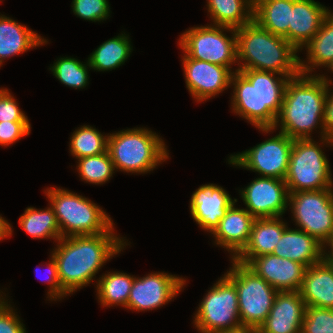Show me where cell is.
Here are the masks:
<instances>
[{
	"label": "cell",
	"mask_w": 333,
	"mask_h": 333,
	"mask_svg": "<svg viewBox=\"0 0 333 333\" xmlns=\"http://www.w3.org/2000/svg\"><path fill=\"white\" fill-rule=\"evenodd\" d=\"M125 244L114 233L59 239L51 256L56 260L62 289L71 294L90 284L103 264L118 254Z\"/></svg>",
	"instance_id": "cell-1"
},
{
	"label": "cell",
	"mask_w": 333,
	"mask_h": 333,
	"mask_svg": "<svg viewBox=\"0 0 333 333\" xmlns=\"http://www.w3.org/2000/svg\"><path fill=\"white\" fill-rule=\"evenodd\" d=\"M306 76V77H305ZM329 81L324 75L299 74L289 79L281 111L277 116L273 129H260L263 132H272L280 121V132L292 139L310 138L312 129L321 125V137L324 144L333 146V139L324 137L323 115Z\"/></svg>",
	"instance_id": "cell-2"
},
{
	"label": "cell",
	"mask_w": 333,
	"mask_h": 333,
	"mask_svg": "<svg viewBox=\"0 0 333 333\" xmlns=\"http://www.w3.org/2000/svg\"><path fill=\"white\" fill-rule=\"evenodd\" d=\"M275 72L236 70L230 84L234 85L233 111L259 129H273L290 78L275 77Z\"/></svg>",
	"instance_id": "cell-3"
},
{
	"label": "cell",
	"mask_w": 333,
	"mask_h": 333,
	"mask_svg": "<svg viewBox=\"0 0 333 333\" xmlns=\"http://www.w3.org/2000/svg\"><path fill=\"white\" fill-rule=\"evenodd\" d=\"M237 60L245 61L236 70H260L294 78L300 74L298 50L284 37L274 35L254 20L235 29Z\"/></svg>",
	"instance_id": "cell-4"
},
{
	"label": "cell",
	"mask_w": 333,
	"mask_h": 333,
	"mask_svg": "<svg viewBox=\"0 0 333 333\" xmlns=\"http://www.w3.org/2000/svg\"><path fill=\"white\" fill-rule=\"evenodd\" d=\"M107 151L114 168L132 173H147L168 159V152L156 133L135 128L110 134Z\"/></svg>",
	"instance_id": "cell-5"
},
{
	"label": "cell",
	"mask_w": 333,
	"mask_h": 333,
	"mask_svg": "<svg viewBox=\"0 0 333 333\" xmlns=\"http://www.w3.org/2000/svg\"><path fill=\"white\" fill-rule=\"evenodd\" d=\"M60 228L61 238L113 233L111 218L89 199L62 188L45 191Z\"/></svg>",
	"instance_id": "cell-6"
},
{
	"label": "cell",
	"mask_w": 333,
	"mask_h": 333,
	"mask_svg": "<svg viewBox=\"0 0 333 333\" xmlns=\"http://www.w3.org/2000/svg\"><path fill=\"white\" fill-rule=\"evenodd\" d=\"M312 138L294 139L285 182L289 193L332 188L329 161Z\"/></svg>",
	"instance_id": "cell-7"
},
{
	"label": "cell",
	"mask_w": 333,
	"mask_h": 333,
	"mask_svg": "<svg viewBox=\"0 0 333 333\" xmlns=\"http://www.w3.org/2000/svg\"><path fill=\"white\" fill-rule=\"evenodd\" d=\"M232 261L225 276L237 290L241 324L258 329L269 315L278 291L247 265Z\"/></svg>",
	"instance_id": "cell-8"
},
{
	"label": "cell",
	"mask_w": 333,
	"mask_h": 333,
	"mask_svg": "<svg viewBox=\"0 0 333 333\" xmlns=\"http://www.w3.org/2000/svg\"><path fill=\"white\" fill-rule=\"evenodd\" d=\"M195 314L194 325L201 333H216L241 327L235 285L224 275L201 301Z\"/></svg>",
	"instance_id": "cell-9"
},
{
	"label": "cell",
	"mask_w": 333,
	"mask_h": 333,
	"mask_svg": "<svg viewBox=\"0 0 333 333\" xmlns=\"http://www.w3.org/2000/svg\"><path fill=\"white\" fill-rule=\"evenodd\" d=\"M288 202L300 230L325 245L333 236L332 188L289 193Z\"/></svg>",
	"instance_id": "cell-10"
},
{
	"label": "cell",
	"mask_w": 333,
	"mask_h": 333,
	"mask_svg": "<svg viewBox=\"0 0 333 333\" xmlns=\"http://www.w3.org/2000/svg\"><path fill=\"white\" fill-rule=\"evenodd\" d=\"M189 29L179 38V45L188 57L226 66L231 70V64L237 61L234 28L213 24ZM224 29L231 31L233 36H226Z\"/></svg>",
	"instance_id": "cell-11"
},
{
	"label": "cell",
	"mask_w": 333,
	"mask_h": 333,
	"mask_svg": "<svg viewBox=\"0 0 333 333\" xmlns=\"http://www.w3.org/2000/svg\"><path fill=\"white\" fill-rule=\"evenodd\" d=\"M294 139L279 132L276 136L246 150L231 155L229 163L258 172L262 177L284 180L288 171Z\"/></svg>",
	"instance_id": "cell-12"
},
{
	"label": "cell",
	"mask_w": 333,
	"mask_h": 333,
	"mask_svg": "<svg viewBox=\"0 0 333 333\" xmlns=\"http://www.w3.org/2000/svg\"><path fill=\"white\" fill-rule=\"evenodd\" d=\"M240 192L246 210L255 218L281 217L287 210L289 192L285 180L259 177Z\"/></svg>",
	"instance_id": "cell-13"
},
{
	"label": "cell",
	"mask_w": 333,
	"mask_h": 333,
	"mask_svg": "<svg viewBox=\"0 0 333 333\" xmlns=\"http://www.w3.org/2000/svg\"><path fill=\"white\" fill-rule=\"evenodd\" d=\"M185 279L167 273H150L136 278L130 290L127 309L144 311L156 309L172 300L183 288Z\"/></svg>",
	"instance_id": "cell-14"
},
{
	"label": "cell",
	"mask_w": 333,
	"mask_h": 333,
	"mask_svg": "<svg viewBox=\"0 0 333 333\" xmlns=\"http://www.w3.org/2000/svg\"><path fill=\"white\" fill-rule=\"evenodd\" d=\"M182 60L186 86L197 102L214 97L230 87L233 72L228 67L196 60L186 54Z\"/></svg>",
	"instance_id": "cell-15"
},
{
	"label": "cell",
	"mask_w": 333,
	"mask_h": 333,
	"mask_svg": "<svg viewBox=\"0 0 333 333\" xmlns=\"http://www.w3.org/2000/svg\"><path fill=\"white\" fill-rule=\"evenodd\" d=\"M247 266L278 292L299 291L306 270L303 264L274 254L255 257Z\"/></svg>",
	"instance_id": "cell-16"
},
{
	"label": "cell",
	"mask_w": 333,
	"mask_h": 333,
	"mask_svg": "<svg viewBox=\"0 0 333 333\" xmlns=\"http://www.w3.org/2000/svg\"><path fill=\"white\" fill-rule=\"evenodd\" d=\"M306 304L299 291L278 292L257 333H301Z\"/></svg>",
	"instance_id": "cell-17"
},
{
	"label": "cell",
	"mask_w": 333,
	"mask_h": 333,
	"mask_svg": "<svg viewBox=\"0 0 333 333\" xmlns=\"http://www.w3.org/2000/svg\"><path fill=\"white\" fill-rule=\"evenodd\" d=\"M235 201L237 199L232 200L222 187L205 184L192 194L190 212L196 223L212 234L219 226V222L225 216L227 209Z\"/></svg>",
	"instance_id": "cell-18"
},
{
	"label": "cell",
	"mask_w": 333,
	"mask_h": 333,
	"mask_svg": "<svg viewBox=\"0 0 333 333\" xmlns=\"http://www.w3.org/2000/svg\"><path fill=\"white\" fill-rule=\"evenodd\" d=\"M330 10L314 0H293L289 24V42L297 49L302 48L320 30Z\"/></svg>",
	"instance_id": "cell-19"
},
{
	"label": "cell",
	"mask_w": 333,
	"mask_h": 333,
	"mask_svg": "<svg viewBox=\"0 0 333 333\" xmlns=\"http://www.w3.org/2000/svg\"><path fill=\"white\" fill-rule=\"evenodd\" d=\"M235 203L236 201L227 209L219 226L212 233L217 245L233 252L232 259L247 245L253 222L256 219L246 209L235 208Z\"/></svg>",
	"instance_id": "cell-20"
},
{
	"label": "cell",
	"mask_w": 333,
	"mask_h": 333,
	"mask_svg": "<svg viewBox=\"0 0 333 333\" xmlns=\"http://www.w3.org/2000/svg\"><path fill=\"white\" fill-rule=\"evenodd\" d=\"M324 245L300 229L284 230L272 254L296 261L306 268L323 260Z\"/></svg>",
	"instance_id": "cell-21"
},
{
	"label": "cell",
	"mask_w": 333,
	"mask_h": 333,
	"mask_svg": "<svg viewBox=\"0 0 333 333\" xmlns=\"http://www.w3.org/2000/svg\"><path fill=\"white\" fill-rule=\"evenodd\" d=\"M278 217L256 218L253 222L250 238L244 249L234 258L247 265L253 258L272 254L275 246L287 228Z\"/></svg>",
	"instance_id": "cell-22"
},
{
	"label": "cell",
	"mask_w": 333,
	"mask_h": 333,
	"mask_svg": "<svg viewBox=\"0 0 333 333\" xmlns=\"http://www.w3.org/2000/svg\"><path fill=\"white\" fill-rule=\"evenodd\" d=\"M299 293L306 306L333 309V266L323 259L306 268Z\"/></svg>",
	"instance_id": "cell-23"
},
{
	"label": "cell",
	"mask_w": 333,
	"mask_h": 333,
	"mask_svg": "<svg viewBox=\"0 0 333 333\" xmlns=\"http://www.w3.org/2000/svg\"><path fill=\"white\" fill-rule=\"evenodd\" d=\"M47 42L25 25L0 15V66L5 58L26 52Z\"/></svg>",
	"instance_id": "cell-24"
},
{
	"label": "cell",
	"mask_w": 333,
	"mask_h": 333,
	"mask_svg": "<svg viewBox=\"0 0 333 333\" xmlns=\"http://www.w3.org/2000/svg\"><path fill=\"white\" fill-rule=\"evenodd\" d=\"M293 0H253V20L289 42V22Z\"/></svg>",
	"instance_id": "cell-25"
},
{
	"label": "cell",
	"mask_w": 333,
	"mask_h": 333,
	"mask_svg": "<svg viewBox=\"0 0 333 333\" xmlns=\"http://www.w3.org/2000/svg\"><path fill=\"white\" fill-rule=\"evenodd\" d=\"M305 48L308 53V63L306 62L305 64L299 59L301 74L308 75V73L312 72V69H314L311 67H328L333 62V13L330 12L323 20L320 30L305 45Z\"/></svg>",
	"instance_id": "cell-26"
},
{
	"label": "cell",
	"mask_w": 333,
	"mask_h": 333,
	"mask_svg": "<svg viewBox=\"0 0 333 333\" xmlns=\"http://www.w3.org/2000/svg\"><path fill=\"white\" fill-rule=\"evenodd\" d=\"M214 25L240 28L253 20V0H208Z\"/></svg>",
	"instance_id": "cell-27"
},
{
	"label": "cell",
	"mask_w": 333,
	"mask_h": 333,
	"mask_svg": "<svg viewBox=\"0 0 333 333\" xmlns=\"http://www.w3.org/2000/svg\"><path fill=\"white\" fill-rule=\"evenodd\" d=\"M132 47L129 37L125 34L114 37L102 43L88 58L89 68L98 71H108L118 68L130 56Z\"/></svg>",
	"instance_id": "cell-28"
},
{
	"label": "cell",
	"mask_w": 333,
	"mask_h": 333,
	"mask_svg": "<svg viewBox=\"0 0 333 333\" xmlns=\"http://www.w3.org/2000/svg\"><path fill=\"white\" fill-rule=\"evenodd\" d=\"M102 276L96 287L101 305L116 304L126 308L134 277L122 272H109Z\"/></svg>",
	"instance_id": "cell-29"
},
{
	"label": "cell",
	"mask_w": 333,
	"mask_h": 333,
	"mask_svg": "<svg viewBox=\"0 0 333 333\" xmlns=\"http://www.w3.org/2000/svg\"><path fill=\"white\" fill-rule=\"evenodd\" d=\"M19 225L32 238L61 239L60 228L52 207L45 210L26 208L19 218Z\"/></svg>",
	"instance_id": "cell-30"
},
{
	"label": "cell",
	"mask_w": 333,
	"mask_h": 333,
	"mask_svg": "<svg viewBox=\"0 0 333 333\" xmlns=\"http://www.w3.org/2000/svg\"><path fill=\"white\" fill-rule=\"evenodd\" d=\"M108 136L90 126H82L73 132L70 151L77 159L102 154L107 151Z\"/></svg>",
	"instance_id": "cell-31"
},
{
	"label": "cell",
	"mask_w": 333,
	"mask_h": 333,
	"mask_svg": "<svg viewBox=\"0 0 333 333\" xmlns=\"http://www.w3.org/2000/svg\"><path fill=\"white\" fill-rule=\"evenodd\" d=\"M78 171L81 179L87 183L102 184L110 179L114 173V164L108 151L89 157L78 159Z\"/></svg>",
	"instance_id": "cell-32"
},
{
	"label": "cell",
	"mask_w": 333,
	"mask_h": 333,
	"mask_svg": "<svg viewBox=\"0 0 333 333\" xmlns=\"http://www.w3.org/2000/svg\"><path fill=\"white\" fill-rule=\"evenodd\" d=\"M89 62L82 64L75 58L64 57L58 59L50 68L53 75L63 84L73 88H84L88 84Z\"/></svg>",
	"instance_id": "cell-33"
},
{
	"label": "cell",
	"mask_w": 333,
	"mask_h": 333,
	"mask_svg": "<svg viewBox=\"0 0 333 333\" xmlns=\"http://www.w3.org/2000/svg\"><path fill=\"white\" fill-rule=\"evenodd\" d=\"M301 333H333V309L306 306Z\"/></svg>",
	"instance_id": "cell-34"
},
{
	"label": "cell",
	"mask_w": 333,
	"mask_h": 333,
	"mask_svg": "<svg viewBox=\"0 0 333 333\" xmlns=\"http://www.w3.org/2000/svg\"><path fill=\"white\" fill-rule=\"evenodd\" d=\"M107 0H73V13L80 18L89 21H101L107 19L110 13Z\"/></svg>",
	"instance_id": "cell-35"
},
{
	"label": "cell",
	"mask_w": 333,
	"mask_h": 333,
	"mask_svg": "<svg viewBox=\"0 0 333 333\" xmlns=\"http://www.w3.org/2000/svg\"><path fill=\"white\" fill-rule=\"evenodd\" d=\"M29 121L0 122V145L8 146L30 133Z\"/></svg>",
	"instance_id": "cell-36"
},
{
	"label": "cell",
	"mask_w": 333,
	"mask_h": 333,
	"mask_svg": "<svg viewBox=\"0 0 333 333\" xmlns=\"http://www.w3.org/2000/svg\"><path fill=\"white\" fill-rule=\"evenodd\" d=\"M29 121L8 89H0V122Z\"/></svg>",
	"instance_id": "cell-37"
},
{
	"label": "cell",
	"mask_w": 333,
	"mask_h": 333,
	"mask_svg": "<svg viewBox=\"0 0 333 333\" xmlns=\"http://www.w3.org/2000/svg\"><path fill=\"white\" fill-rule=\"evenodd\" d=\"M4 298L0 297V333H26L23 323Z\"/></svg>",
	"instance_id": "cell-38"
},
{
	"label": "cell",
	"mask_w": 333,
	"mask_h": 333,
	"mask_svg": "<svg viewBox=\"0 0 333 333\" xmlns=\"http://www.w3.org/2000/svg\"><path fill=\"white\" fill-rule=\"evenodd\" d=\"M48 269L50 272V276H48V279L46 280L49 285V291H48V296L52 300L61 299L62 297L66 296L67 293L62 289L60 281H59V276H58V267L56 260L51 257L50 262L48 263ZM36 269V273H37ZM50 294V295H49Z\"/></svg>",
	"instance_id": "cell-39"
},
{
	"label": "cell",
	"mask_w": 333,
	"mask_h": 333,
	"mask_svg": "<svg viewBox=\"0 0 333 333\" xmlns=\"http://www.w3.org/2000/svg\"><path fill=\"white\" fill-rule=\"evenodd\" d=\"M327 89L326 102L323 115L324 137L333 139V94Z\"/></svg>",
	"instance_id": "cell-40"
},
{
	"label": "cell",
	"mask_w": 333,
	"mask_h": 333,
	"mask_svg": "<svg viewBox=\"0 0 333 333\" xmlns=\"http://www.w3.org/2000/svg\"><path fill=\"white\" fill-rule=\"evenodd\" d=\"M12 234V227L11 225L7 222V220H5L4 218H2V216H0V240L11 236Z\"/></svg>",
	"instance_id": "cell-41"
},
{
	"label": "cell",
	"mask_w": 333,
	"mask_h": 333,
	"mask_svg": "<svg viewBox=\"0 0 333 333\" xmlns=\"http://www.w3.org/2000/svg\"><path fill=\"white\" fill-rule=\"evenodd\" d=\"M216 333H257V329L249 326H241L236 329L224 330Z\"/></svg>",
	"instance_id": "cell-42"
},
{
	"label": "cell",
	"mask_w": 333,
	"mask_h": 333,
	"mask_svg": "<svg viewBox=\"0 0 333 333\" xmlns=\"http://www.w3.org/2000/svg\"><path fill=\"white\" fill-rule=\"evenodd\" d=\"M329 245L331 248V252H329V254H327L324 250V255H323V259L330 264L331 266H333V236L326 242V245ZM326 254V255H325Z\"/></svg>",
	"instance_id": "cell-43"
},
{
	"label": "cell",
	"mask_w": 333,
	"mask_h": 333,
	"mask_svg": "<svg viewBox=\"0 0 333 333\" xmlns=\"http://www.w3.org/2000/svg\"><path fill=\"white\" fill-rule=\"evenodd\" d=\"M328 68H330V70L333 72V62L328 66Z\"/></svg>",
	"instance_id": "cell-44"
}]
</instances>
